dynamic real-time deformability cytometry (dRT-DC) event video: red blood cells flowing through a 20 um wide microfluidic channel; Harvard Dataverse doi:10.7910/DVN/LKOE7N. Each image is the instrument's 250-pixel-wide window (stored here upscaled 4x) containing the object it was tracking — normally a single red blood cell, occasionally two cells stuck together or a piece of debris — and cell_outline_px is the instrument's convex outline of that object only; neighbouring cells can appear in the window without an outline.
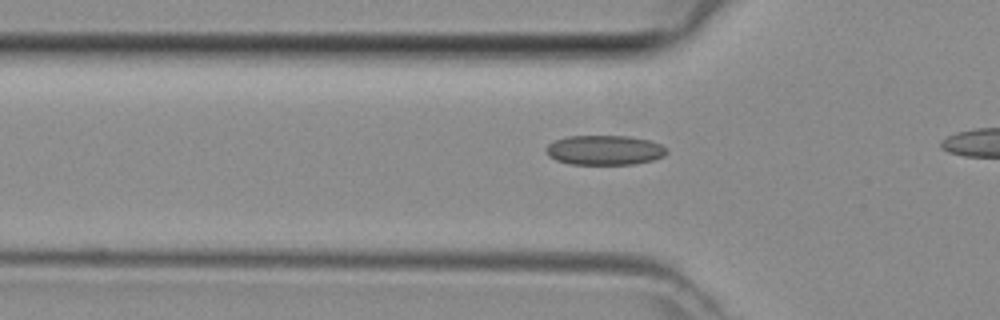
{"species": "common noctule bat (a hibernating species)", "species_latin": "Nyctalus noctula", "temperature_condition": "room temperature", "stored_images_in_passage": 4, "camera_frame_rate_fps": 3000, "um_per_image_px": 0.085, "animal": {"sex": "female", "body_mass_g": 29.2, "forearm_length_mm": 56.3}, "frame": {"image": 1, "passage_image": 2, "time_ms": 0.333, "image_size_px": [1000, 320], "cell_outline_px": [[668, 152], [664, 156], [652, 160], [632, 164], [568, 164], [556, 160], [548, 156], [544, 148], [548, 144], [556, 140], [568, 136], [628, 136], [648, 140], [660, 144], [668, 148]], "centroid_in_image_um": [51.37, 12.76], "position_along_channel_um": 74.4, "area_um2": 20.92}}